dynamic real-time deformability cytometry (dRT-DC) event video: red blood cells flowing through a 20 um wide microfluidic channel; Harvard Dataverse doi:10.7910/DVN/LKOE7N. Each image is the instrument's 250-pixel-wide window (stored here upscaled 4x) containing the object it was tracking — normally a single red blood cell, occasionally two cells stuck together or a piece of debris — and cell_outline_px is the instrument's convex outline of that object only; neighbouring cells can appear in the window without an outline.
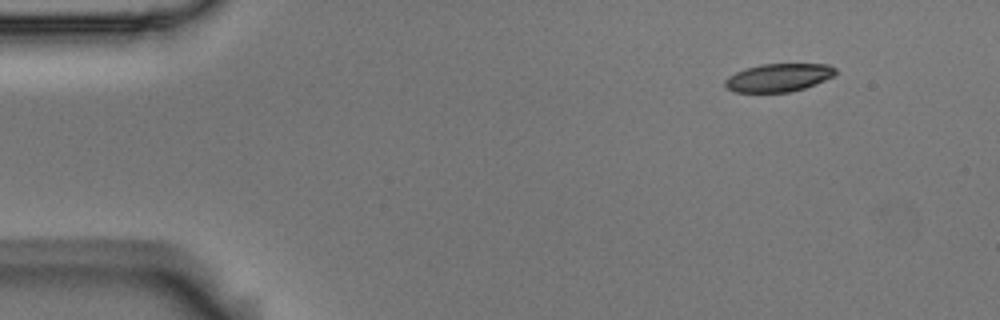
{"species": "Egyptian fruit bat (a non-hibernating species)", "species_latin": "Rousettus aegyptiacus", "temperature_condition": "room temperature", "stored_images_in_passage": 4, "camera_frame_rate_fps": 3000, "um_per_image_px": 0.085, "animal": {"sex": "male"}, "frame": {"image": 1, "passage_image": 1, "time_ms": 0.0, "image_size_px": [1000, 320], "cell_outline_px": [[836, 72], [832, 76], [816, 84], [804, 88], [788, 92], [732, 92], [724, 84], [724, 80], [728, 76], [744, 68], [760, 64], [828, 64], [836, 68]], "centroid_in_image_um": [66.14, 6.59], "position_along_channel_um": 18.9, "area_um2": 18.09}}
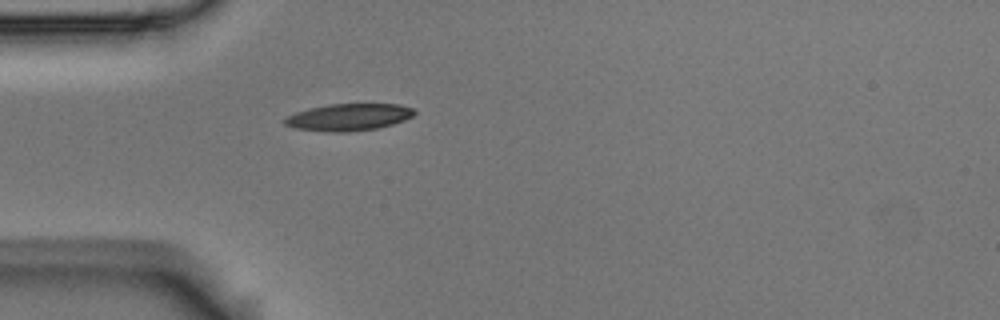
{"frame": {"image": 2, "passage_image": 4, "time_ms": 1.0, "image_size_px": [1000, 320], "cell_outline_px": [[416, 112], [412, 116], [404, 120], [392, 124], [376, 128], [348, 132], [328, 132], [292, 128], [284, 124], [284, 120], [288, 116], [296, 112], [308, 108], [328, 104], [400, 104], [412, 108]], "centroid_in_image_um": [29.61, 9.96], "position_along_channel_um": 55.4, "area_um2": 20.4}}